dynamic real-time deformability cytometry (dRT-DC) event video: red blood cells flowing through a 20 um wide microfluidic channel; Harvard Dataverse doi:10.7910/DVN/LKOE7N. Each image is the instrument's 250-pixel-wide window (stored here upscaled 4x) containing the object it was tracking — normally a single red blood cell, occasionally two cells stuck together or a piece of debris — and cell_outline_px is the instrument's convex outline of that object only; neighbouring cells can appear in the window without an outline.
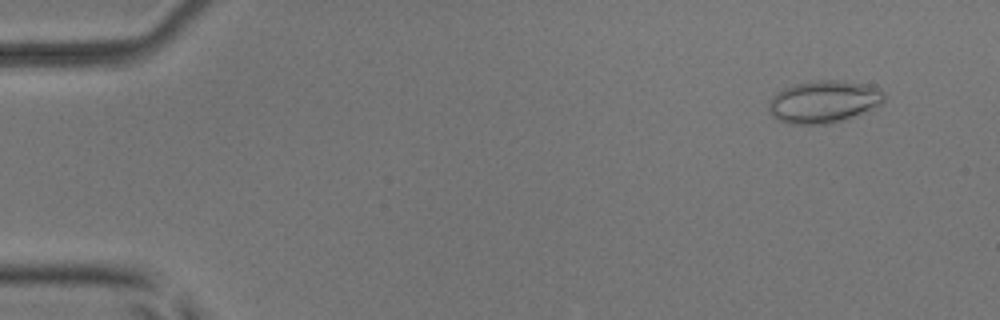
{"species": "common noctule bat (a hibernating species)", "species_latin": "Nyctalus noctula", "temperature_condition": "room temperature", "stored_images_in_passage": 4, "camera_frame_rate_fps": 3000, "um_per_image_px": 0.085, "animal": {"sex": "male", "body_mass_g": 17.9, "forearm_length_mm": 54.2}, "frame": {"image": 1, "passage_image": 1, "time_ms": 0.0, "image_size_px": [1000, 320], "cell_outline_px": [[884, 100], [880, 104], [872, 108], [844, 120], [828, 124], [788, 124], [776, 120], [768, 112], [768, 104], [772, 96], [776, 92], [792, 84], [816, 80], [840, 80], [872, 84], [880, 88], [884, 92]], "centroid_in_image_um": [69.99, 8.63], "position_along_channel_um": 15.0, "area_um2": 28.96}}